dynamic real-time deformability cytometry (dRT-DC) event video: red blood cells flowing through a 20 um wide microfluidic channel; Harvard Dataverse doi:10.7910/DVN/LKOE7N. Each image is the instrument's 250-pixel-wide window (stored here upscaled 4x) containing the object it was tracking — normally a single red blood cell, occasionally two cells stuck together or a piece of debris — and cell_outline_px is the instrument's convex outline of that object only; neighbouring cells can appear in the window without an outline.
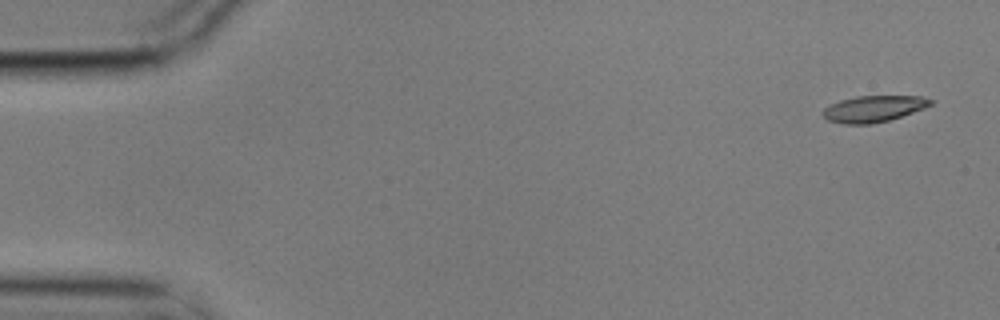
{"species": "common noctule bat (a hibernating species)", "species_latin": "Nyctalus noctula", "temperature_condition": "cold", "stored_images_in_passage": 5, "camera_frame_rate_fps": 3000, "um_per_image_px": 0.085, "animal": {"sex": "male", "body_mass_g": 17.9}, "frame": {"image": 1, "passage_image": 1, "time_ms": 0.0, "image_size_px": [1000, 320], "cell_outline_px": [[932, 104], [924, 108], [888, 120], [872, 124], [844, 124], [828, 120], [824, 116], [824, 108], [840, 100], [856, 96], [924, 96], [932, 100]], "centroid_in_image_um": [74.26, 9.24], "position_along_channel_um": 10.7, "area_um2": 16.3}}
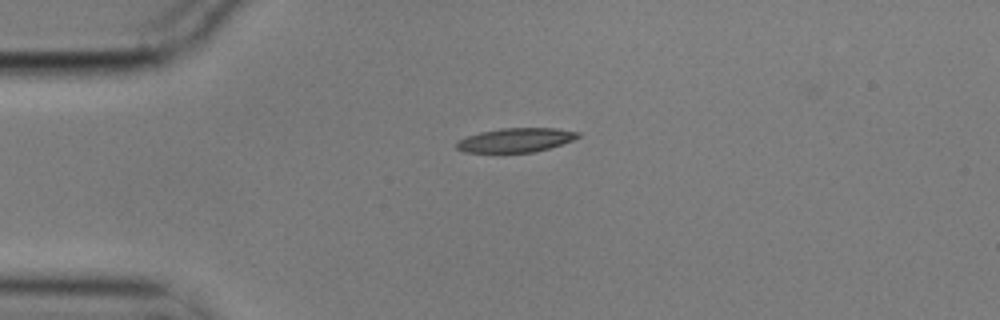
{"frame": {"image": 2, "passage_image": 4, "time_ms": 1.0, "image_size_px": [1000, 320], "cell_outline_px": [[580, 136], [572, 140], [548, 148], [532, 152], [464, 152], [456, 148], [456, 140], [480, 132], [500, 128], [556, 128], [580, 132]], "centroid_in_image_um": [43.81, 11.9], "position_along_channel_um": 41.2, "area_um2": 16.94}}